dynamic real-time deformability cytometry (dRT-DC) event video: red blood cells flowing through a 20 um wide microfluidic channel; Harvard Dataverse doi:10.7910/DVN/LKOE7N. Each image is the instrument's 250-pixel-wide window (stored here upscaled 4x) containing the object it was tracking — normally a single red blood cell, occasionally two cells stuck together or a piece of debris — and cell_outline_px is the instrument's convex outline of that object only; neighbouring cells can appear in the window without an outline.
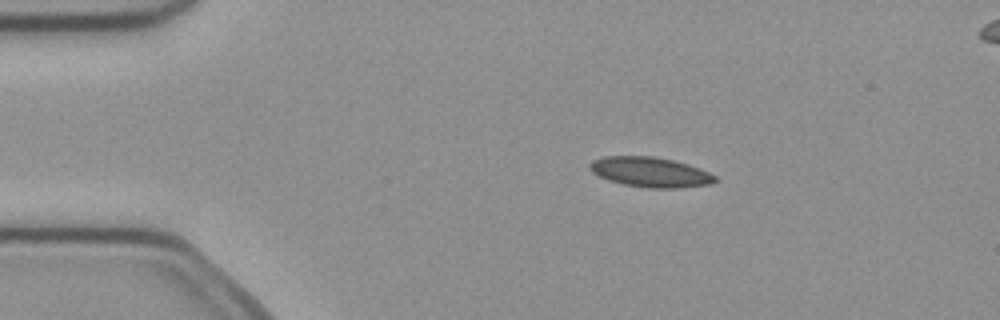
{"species": "common noctule bat (a hibernating species)", "species_latin": "Nyctalus noctula", "temperature_condition": "cold", "stored_images_in_passage": 4, "camera_frame_rate_fps": 3000, "um_per_image_px": 0.085, "animal": {"sex": "female", "body_mass_g": 21.9}, "frame": {"image": 1, "passage_image": 2, "time_ms": 0.333, "image_size_px": [1000, 320], "cell_outline_px": [[716, 180], [712, 184], [676, 188], [648, 188], [624, 184], [608, 180], [592, 172], [588, 168], [588, 164], [592, 160], [604, 156], [652, 156], [672, 160], [688, 164], [708, 172], [716, 176]], "centroid_in_image_um": [55.24, 14.62], "position_along_channel_um": 29.8, "area_um2": 21.85}}